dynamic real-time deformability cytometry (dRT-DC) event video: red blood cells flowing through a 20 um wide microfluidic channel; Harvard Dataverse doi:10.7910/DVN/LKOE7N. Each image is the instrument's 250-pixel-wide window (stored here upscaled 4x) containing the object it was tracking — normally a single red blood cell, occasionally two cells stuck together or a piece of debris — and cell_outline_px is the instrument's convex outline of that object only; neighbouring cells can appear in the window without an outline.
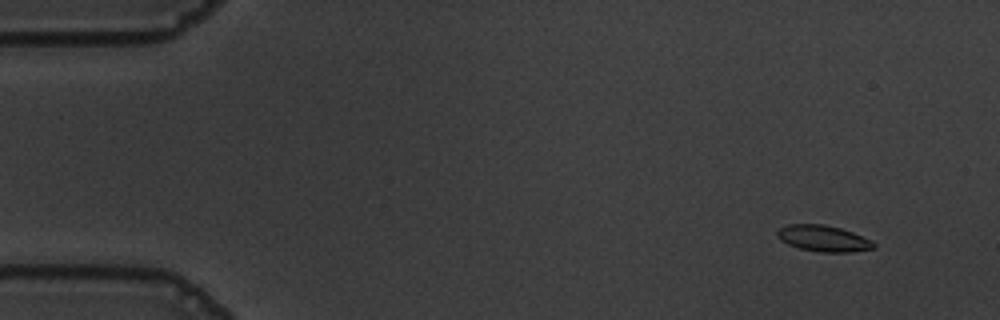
{"species": "common noctule bat (a hibernating species)", "species_latin": "Nyctalus noctula", "temperature_condition": "warm", "stored_images_in_passage": 56, "camera_frame_rate_fps": 3000, "um_per_image_px": 0.085, "animal": {"sex": "male", "body_mass_g": 19.5, "forearm_length_mm": 54.6}, "frame": {"image": 1, "passage_image": 5, "time_ms": 1.333, "image_size_px": [1000, 320], "cell_outline_px": [[876, 248], [848, 252], [820, 252], [800, 248], [788, 244], [780, 240], [776, 236], [776, 232], [780, 228], [788, 224], [824, 224], [840, 228], [852, 232], [872, 240], [876, 244]], "centroid_in_image_um": [69.99, 20.26], "position_along_channel_um": 15.0, "area_um2": 14.74}}
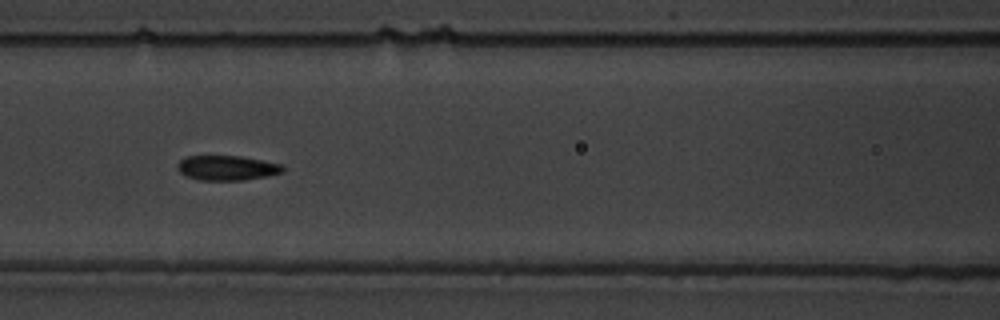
{"frame": {"image": 2, "passage_image": 25, "time_ms": 8.0, "image_size_px": [1000, 320], "cell_outline_px": [[284, 172], [244, 180], [200, 180], [188, 176], [180, 172], [176, 168], [176, 164], [180, 160], [188, 156], [240, 156], [264, 160], [284, 164]], "centroid_in_image_um": [19.31, 14.26], "position_along_channel_um": 147.3, "area_um2": 15.26}}
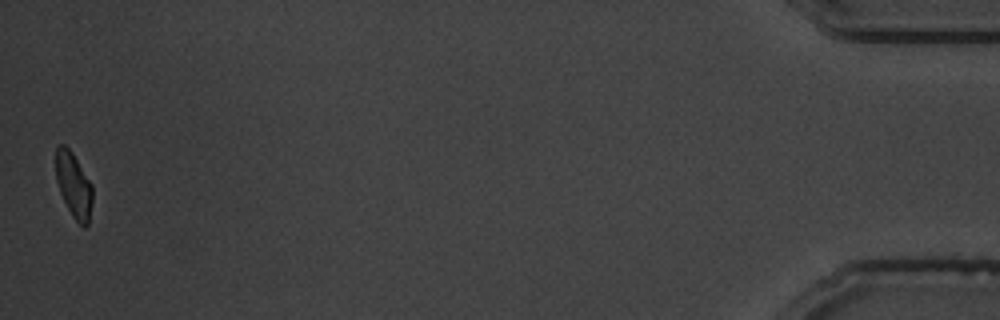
{"frame": {"image": 3, "passage_image": 56, "time_ms": 18.333, "image_size_px": [1000, 320], "cell_outline_px": [[92, 200], [88, 224], [84, 228], [72, 216], [60, 192], [56, 180], [56, 148], [60, 144], [64, 144], [72, 152], [92, 184]], "centroid_in_image_um": [6.26, 15.73], "position_along_channel_um": 428.9, "area_um2": 13.76}, "authors_computed_cell_mechanics": {"area_um2": 15.1436, "velocity_mm_per_s": 3.6288, "shape_relaxation_time_tau1_ms": 4.7026, "shape_relaxation_time_tau2_ms": 1.3804, "deformation_change_tau1": 0.1918, "deformation_change_tau2": 0.0858}}